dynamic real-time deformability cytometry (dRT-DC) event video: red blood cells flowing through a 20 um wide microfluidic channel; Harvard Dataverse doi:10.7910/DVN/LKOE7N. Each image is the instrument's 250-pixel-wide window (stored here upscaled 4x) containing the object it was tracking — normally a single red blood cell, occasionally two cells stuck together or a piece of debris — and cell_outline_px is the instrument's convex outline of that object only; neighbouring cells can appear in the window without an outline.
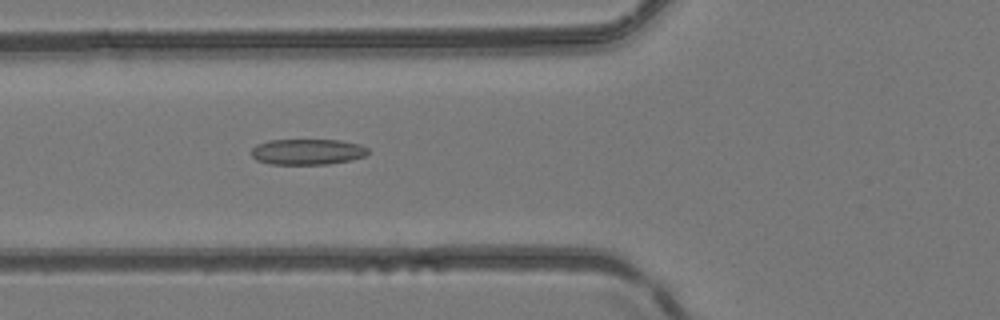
{"species": "common noctule bat (a hibernating species)", "species_latin": "Nyctalus noctula", "temperature_condition": "room temperature", "stored_images_in_passage": 4, "camera_frame_rate_fps": 3000, "um_per_image_px": 0.085, "animal": {"sex": "female", "body_mass_g": 24.6, "forearm_length_mm": 56.2}, "frame": {"image": 1, "passage_image": 4, "time_ms": 4.667, "image_size_px": [1000, 320], "cell_outline_px": [[368, 156], [352, 160], [328, 164], [272, 164], [256, 160], [252, 156], [252, 148], [256, 144], [268, 140], [340, 140], [360, 144], [368, 148]], "centroid_in_image_um": [26.16, 12.9], "position_along_channel_um": 99.6, "area_um2": 17.69}}